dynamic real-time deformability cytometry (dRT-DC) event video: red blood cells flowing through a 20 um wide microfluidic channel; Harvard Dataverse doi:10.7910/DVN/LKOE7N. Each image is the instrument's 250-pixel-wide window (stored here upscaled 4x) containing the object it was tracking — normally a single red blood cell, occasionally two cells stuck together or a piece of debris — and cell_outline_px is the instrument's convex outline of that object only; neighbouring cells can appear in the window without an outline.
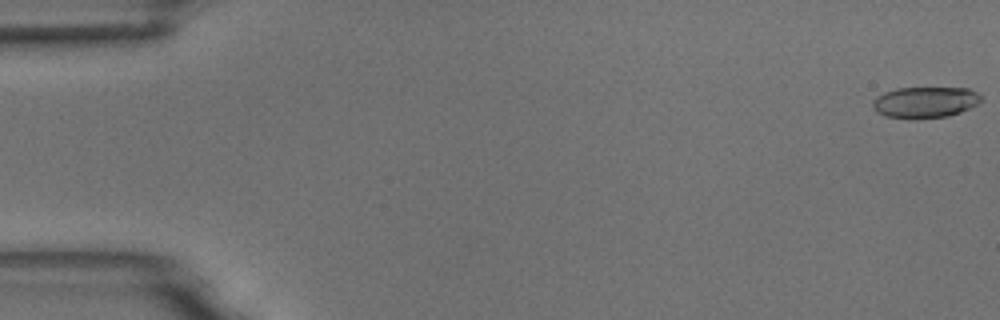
{"species": "common noctule bat (a hibernating species)", "species_latin": "Nyctalus noctula", "temperature_condition": "room temperature", "stored_images_in_passage": 55, "camera_frame_rate_fps": 3000, "um_per_image_px": 0.085, "animal": {"sex": "male", "body_mass_g": 18.8}, "frame": {"image": 1, "passage_image": 1, "time_ms": 0.0, "image_size_px": [1000, 320], "cell_outline_px": [[980, 100], [976, 104], [960, 112], [948, 116], [916, 120], [912, 120], [884, 116], [876, 112], [872, 108], [872, 100], [876, 96], [884, 92], [896, 88], [968, 88], [976, 92], [980, 96]], "centroid_in_image_um": [78.54, 8.71], "position_along_channel_um": 6.5, "area_um2": 19.94}}
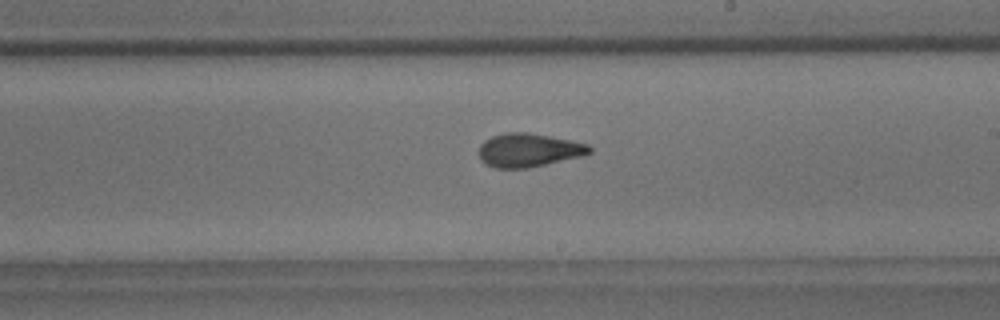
{"frame": {"image": 2, "passage_image": 32, "time_ms": 10.333, "image_size_px": [1000, 320], "cell_outline_px": [[592, 152], [580, 156], [528, 168], [496, 168], [484, 164], [480, 160], [480, 144], [484, 140], [492, 136], [504, 132], [528, 132], [588, 144], [592, 148]], "centroid_in_image_um": [44.89, 12.76], "position_along_channel_um": 244.1, "area_um2": 21.5}}
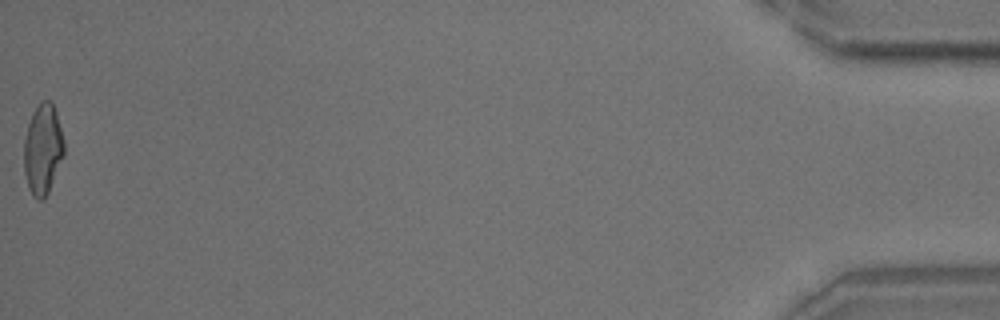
{"frame": {"image": 3, "passage_image": 55, "time_ms": 18.0, "image_size_px": [1000, 320], "cell_outline_px": [[64, 156], [48, 192], [44, 200], [36, 200], [32, 196], [28, 188], [24, 172], [24, 140], [28, 124], [32, 112], [40, 100], [52, 100], [56, 112], [64, 140]], "centroid_in_image_um": [3.63, 12.68], "position_along_channel_um": 431.6, "area_um2": 21.44}, "authors_computed_cell_mechanics": {"area_um2": 21.1548, "velocity_mm_per_s": 3.7271, "shape_relaxation_time_tau1_ms": 4.9482, "shape_relaxation_time_tau2_ms": 1.9353, "deformation_change_tau1": 0.1593, "deformation_change_tau2": 0.0813}}